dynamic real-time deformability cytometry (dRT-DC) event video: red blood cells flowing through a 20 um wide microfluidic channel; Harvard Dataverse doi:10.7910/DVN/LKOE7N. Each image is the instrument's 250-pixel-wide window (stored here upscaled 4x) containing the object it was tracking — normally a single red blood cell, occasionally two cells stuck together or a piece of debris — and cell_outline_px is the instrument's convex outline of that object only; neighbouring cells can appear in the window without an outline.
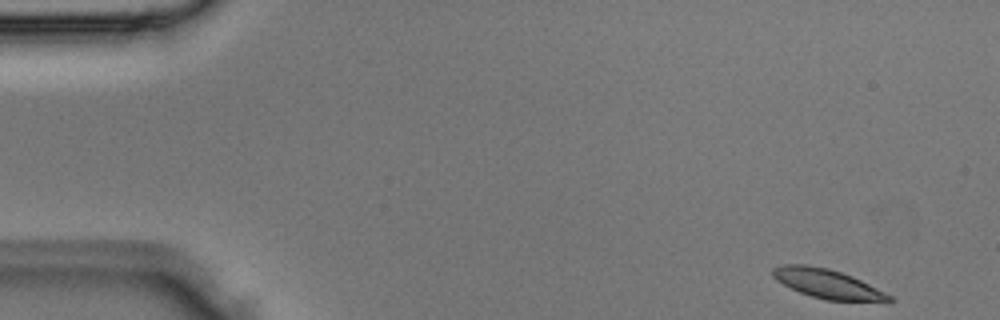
{"species": "Egyptian fruit bat (a non-hibernating species)", "species_latin": "Rousettus aegyptiacus", "temperature_condition": "room temperature", "stored_images_in_passage": 4, "camera_frame_rate_fps": 3000, "um_per_image_px": 0.085, "animal": {"sex": "male"}, "frame": {"image": 1, "passage_image": 1, "time_ms": 0.0, "image_size_px": [1000, 320], "cell_outline_px": [[896, 300], [892, 304], [888, 304], [824, 300], [800, 292], [776, 280], [772, 276], [772, 268], [784, 264], [804, 264], [828, 268], [852, 276], [892, 296]], "centroid_in_image_um": [70.46, 24.17], "position_along_channel_um": 14.5, "area_um2": 20.35}}
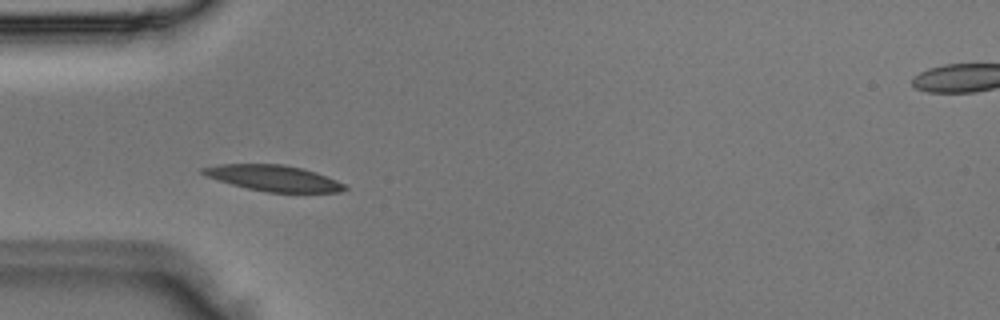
{"frame": {"image": 2, "passage_image": 3, "time_ms": 0.667, "image_size_px": [1000, 320], "cell_outline_px": [[348, 188], [340, 192], [268, 192], [248, 188], [232, 184], [208, 176], [200, 172], [200, 168], [220, 164], [284, 164], [304, 168], [316, 172], [336, 180], [344, 184]], "centroid_in_image_um": [23.28, 15.13], "position_along_channel_um": 61.7, "area_um2": 21.21}}